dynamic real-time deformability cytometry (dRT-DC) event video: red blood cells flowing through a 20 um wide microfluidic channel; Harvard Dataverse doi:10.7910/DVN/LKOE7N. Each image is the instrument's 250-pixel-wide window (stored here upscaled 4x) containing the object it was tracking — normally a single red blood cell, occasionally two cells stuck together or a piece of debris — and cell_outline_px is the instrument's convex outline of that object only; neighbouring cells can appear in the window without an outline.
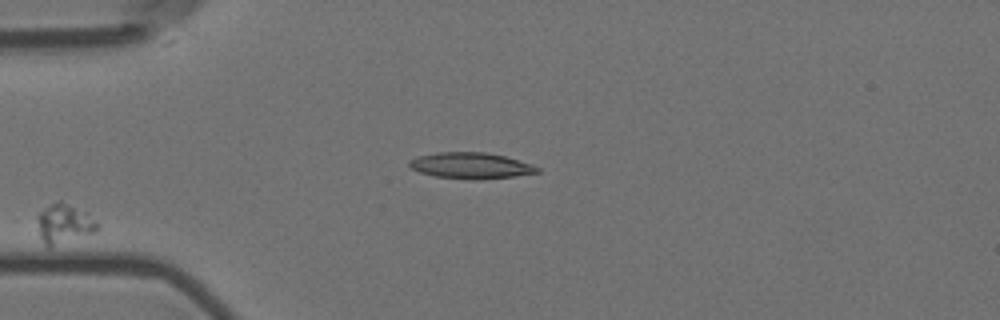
{"species": "Egyptian fruit bat (a non-hibernating species)", "species_latin": "Rousettus aegyptiacus", "temperature_condition": "room temperature", "stored_images_in_passage": 43, "camera_frame_rate_fps": 3000, "um_per_image_px": 0.085, "animal": {"sex": "female"}, "frame": {"image": 1, "passage_image": 1, "time_ms": 0.0, "image_size_px": [1000, 320], "cell_outline_px": [[100, 228], [92, 232], [48, 248], [44, 244], [40, 236], [36, 216], [40, 212], [56, 200], [60, 200], [88, 212], [100, 224]], "centroid_in_image_um": [5.45, 18.99], "position_along_channel_um": 79.5, "area_um2": 13.81}}
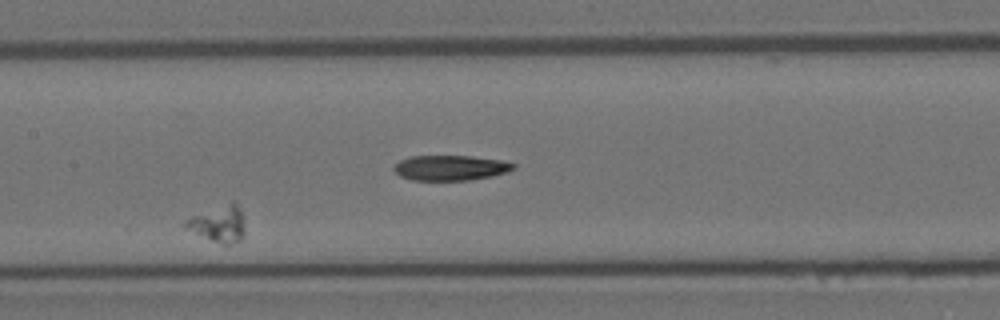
{"frame": {"image": 2, "passage_image": 13, "time_ms": 4.0, "image_size_px": [1000, 320], "cell_outline_px": [[244, 232], [240, 240], [228, 244], [224, 244], [212, 240], [184, 228], [184, 220], [192, 216], [232, 200], [236, 204], [244, 220]], "centroid_in_image_um": [18.57, 19.0], "position_along_channel_um": 188.8, "area_um2": 12.37}}
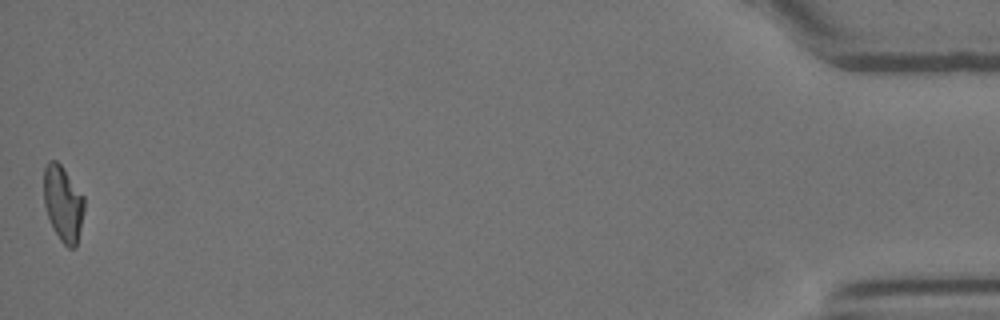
{"frame": {"image": 3, "passage_image": 43, "time_ms": 14.0, "image_size_px": [1000, 320], "cell_outline_px": [[84, 208], [76, 248], [68, 248], [60, 240], [48, 216], [44, 204], [44, 168], [48, 160], [56, 160], [60, 164], [84, 196]], "centroid_in_image_um": [5.36, 17.28], "position_along_channel_um": 429.8, "area_um2": 17.57}}